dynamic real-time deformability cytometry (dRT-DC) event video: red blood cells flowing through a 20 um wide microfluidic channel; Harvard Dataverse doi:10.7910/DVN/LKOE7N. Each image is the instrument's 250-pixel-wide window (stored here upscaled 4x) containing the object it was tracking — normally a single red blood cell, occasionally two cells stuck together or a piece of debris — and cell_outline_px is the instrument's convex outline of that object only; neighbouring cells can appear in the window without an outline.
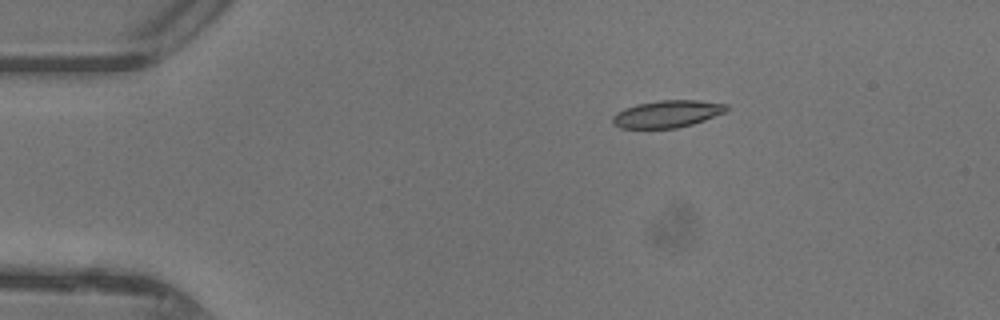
{"species": "common noctule bat (a hibernating species)", "species_latin": "Nyctalus noctula", "temperature_condition": "warm", "stored_images_in_passage": 26, "camera_frame_rate_fps": 3000, "um_per_image_px": 0.085, "animal": {"sex": "female"}, "frame": {"image": 1, "passage_image": 1, "time_ms": 0.0, "image_size_px": [1000, 320], "cell_outline_px": [[728, 108], [724, 112], [704, 120], [692, 124], [676, 128], [620, 128], [612, 124], [612, 116], [616, 112], [624, 108], [636, 104], [660, 100], [700, 100], [728, 104]], "centroid_in_image_um": [56.68, 9.68], "position_along_channel_um": 28.3, "area_um2": 18.09}}
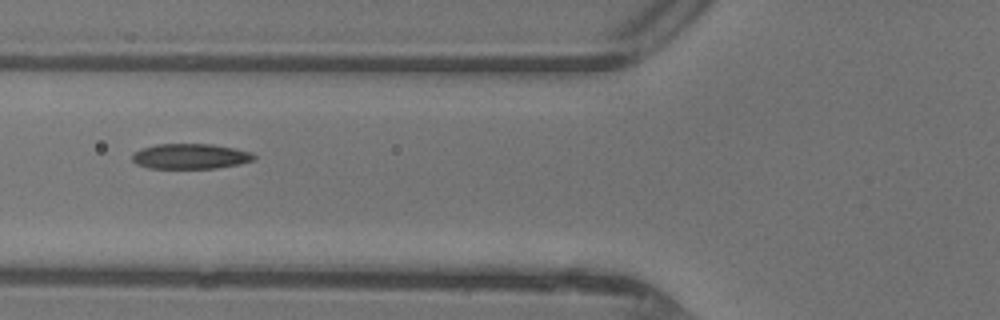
{"frame": {"image": 2, "passage_image": 11, "time_ms": 3.333, "image_size_px": [1000, 320], "cell_outline_px": [[256, 156], [252, 160], [240, 164], [216, 168], [148, 168], [136, 164], [132, 160], [132, 152], [140, 148], [156, 144], [212, 144], [236, 148], [252, 152]], "centroid_in_image_um": [16.16, 13.28], "position_along_channel_um": 109.6, "area_um2": 18.09}}
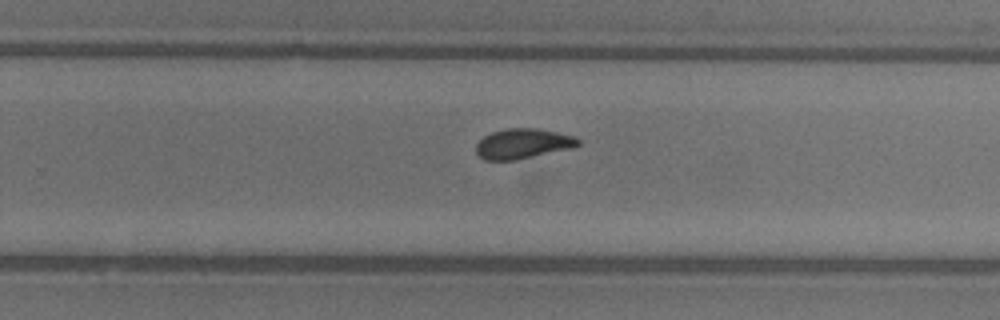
{"frame": {"image": 3, "passage_image": 23, "time_ms": 7.333, "image_size_px": [1000, 320], "cell_outline_px": [[580, 144], [572, 148], [516, 160], [484, 160], [476, 152], [476, 144], [484, 136], [492, 132], [508, 128], [536, 128], [576, 136], [580, 140]], "centroid_in_image_um": [44.46, 12.21], "position_along_channel_um": 285.3, "area_um2": 17.86}}